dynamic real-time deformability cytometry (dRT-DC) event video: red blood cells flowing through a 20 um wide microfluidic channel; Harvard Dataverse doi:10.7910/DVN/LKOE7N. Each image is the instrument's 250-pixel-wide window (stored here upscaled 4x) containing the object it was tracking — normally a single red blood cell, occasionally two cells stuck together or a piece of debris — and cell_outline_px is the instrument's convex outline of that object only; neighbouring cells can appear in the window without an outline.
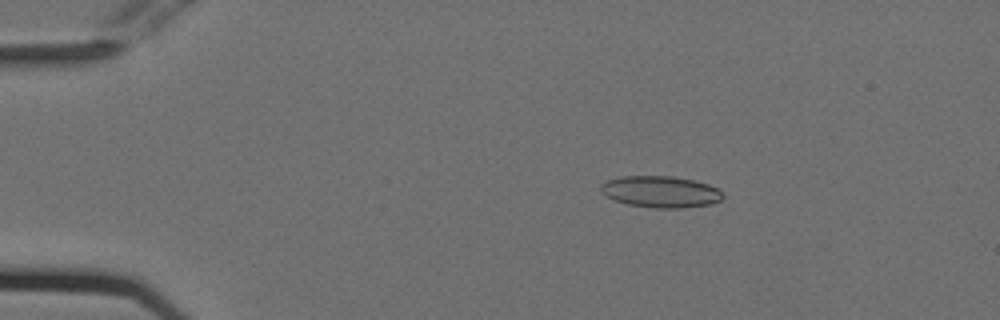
{"species": "Egyptian fruit bat (a non-hibernating species)", "species_latin": "Rousettus aegyptiacus", "temperature_condition": "cold", "stored_images_in_passage": 46, "camera_frame_rate_fps": 3000, "um_per_image_px": 0.085, "animal": {"sex": "female"}, "frame": {"image": 1, "passage_image": 2, "time_ms": 0.333, "image_size_px": [1000, 320], "cell_outline_px": [[724, 196], [720, 200], [712, 204], [680, 208], [656, 208], [628, 204], [612, 200], [604, 196], [600, 192], [600, 184], [608, 180], [620, 176], [672, 176], [692, 180], [708, 184], [716, 188]], "centroid_in_image_um": [56.09, 16.3], "position_along_channel_um": 28.9, "area_um2": 22.48}}
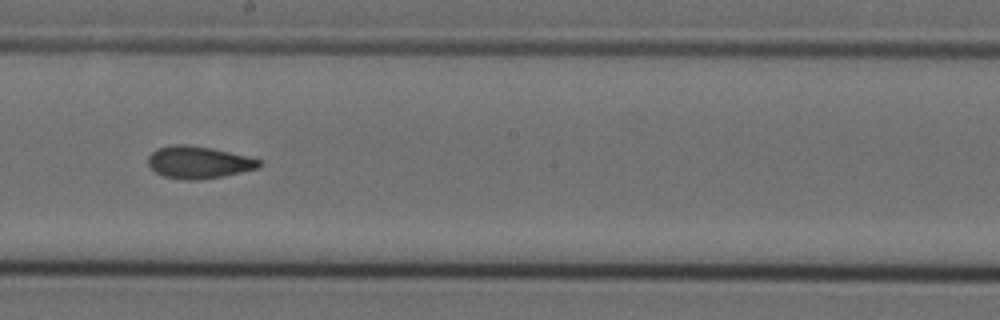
{"frame": {"image": 2, "passage_image": 23, "time_ms": 7.333, "image_size_px": [1000, 320], "cell_outline_px": [[264, 160], [256, 168], [240, 172], [220, 176], [196, 180], [184, 180], [164, 176], [156, 172], [148, 164], [148, 156], [156, 148], [176, 144], [188, 144], [212, 148]], "centroid_in_image_um": [16.85, 13.78], "position_along_channel_um": 231.3, "area_um2": 20.69}}
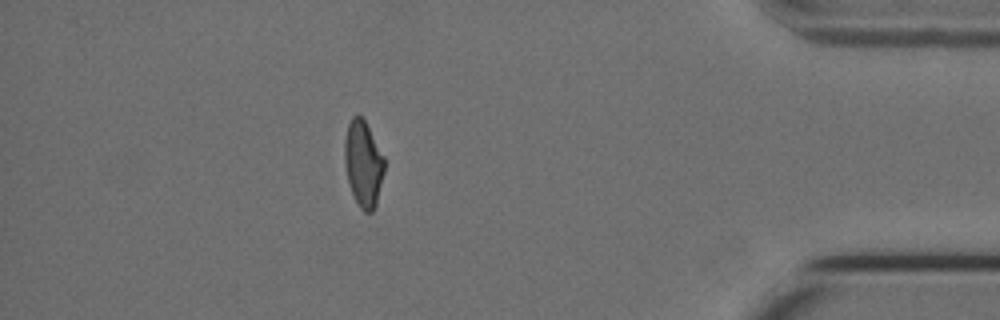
{"frame": {"image": 3, "passage_image": 40, "time_ms": 13.0, "image_size_px": [1000, 320], "cell_outline_px": [[384, 172], [376, 204], [372, 212], [364, 212], [360, 208], [352, 192], [348, 180], [344, 164], [344, 140], [348, 124], [352, 116], [360, 116], [364, 120], [384, 156]], "centroid_in_image_um": [30.87, 13.91], "position_along_channel_um": 404.3, "area_um2": 19.77}, "authors_computed_cell_mechanics": {"area_um2": 20.6057, "velocity_mm_per_s": 3.7708, "shape_relaxation_time_tau1_ms": null, "shape_relaxation_time_tau2_ms": 2.5187, "deformation_change_tau1": null, "deformation_change_tau2": 0.085}}